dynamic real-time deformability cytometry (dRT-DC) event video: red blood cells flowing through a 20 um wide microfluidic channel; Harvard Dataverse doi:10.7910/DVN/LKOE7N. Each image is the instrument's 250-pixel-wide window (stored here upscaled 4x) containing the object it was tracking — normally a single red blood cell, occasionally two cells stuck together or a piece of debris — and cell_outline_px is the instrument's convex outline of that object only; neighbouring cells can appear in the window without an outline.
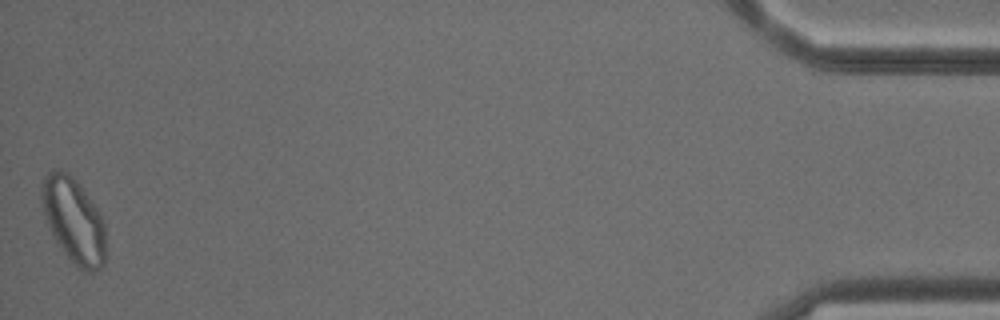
{"species": "common noctule bat (a hibernating species)", "species_latin": "Nyctalus noctula", "temperature_condition": "cold", "stored_images_in_passage": 49, "camera_frame_rate_fps": 3000, "um_per_image_px": 0.085, "animal": {"sex": "male", "body_mass_g": 18.8}, "frame": {"image": 1, "passage_image": 49, "time_ms": 16.0, "image_size_px": [1000, 320], "cell_outline_px": [[104, 264], [100, 268], [92, 272], [84, 272], [76, 268], [68, 260], [56, 244], [52, 236], [40, 204], [40, 184], [44, 176], [52, 168], [60, 168], [68, 172], [80, 184], [100, 212], [104, 220]], "centroid_in_image_um": [6.21, 18.72], "position_along_channel_um": 429.0, "area_um2": 32.77}, "authors_computed_cell_mechanics": {"area_um2": 26.9348, "velocity_mm_per_s": 3.8597, "shape_relaxation_time_tau1_ms": null, "shape_relaxation_time_tau2_ms": 3.0618, "deformation_change_tau1": null, "deformation_change_tau2": 0.0732}}